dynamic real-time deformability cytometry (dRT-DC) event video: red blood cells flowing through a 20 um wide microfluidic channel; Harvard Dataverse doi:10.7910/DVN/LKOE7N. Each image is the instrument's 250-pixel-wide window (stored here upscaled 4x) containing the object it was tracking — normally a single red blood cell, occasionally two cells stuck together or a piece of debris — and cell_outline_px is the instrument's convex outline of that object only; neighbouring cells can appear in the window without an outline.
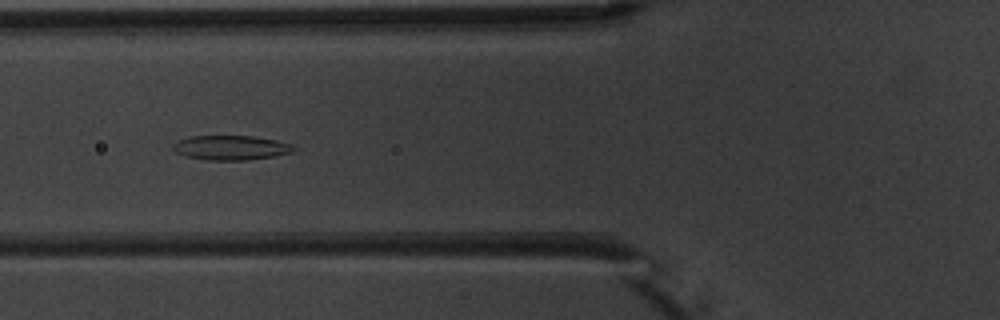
{"species": "common noctule bat (a hibernating species)", "species_latin": "Nyctalus noctula", "temperature_condition": "warm", "stored_images_in_passage": 9, "camera_frame_rate_fps": 3000, "um_per_image_px": 0.085, "animal": {"sex": "male", "body_mass_g": 20.1, "forearm_length_mm": 53.5}, "frame": {"image": 1, "passage_image": 6, "time_ms": 5.667, "image_size_px": [1000, 320], "cell_outline_px": [[296, 148], [292, 152], [276, 156], [248, 160], [208, 160], [188, 156], [176, 152], [172, 148], [172, 144], [180, 140], [192, 136], [252, 136], [276, 140], [292, 144]], "centroid_in_image_um": [19.67, 12.55], "position_along_channel_um": 106.1, "area_um2": 17.17}}
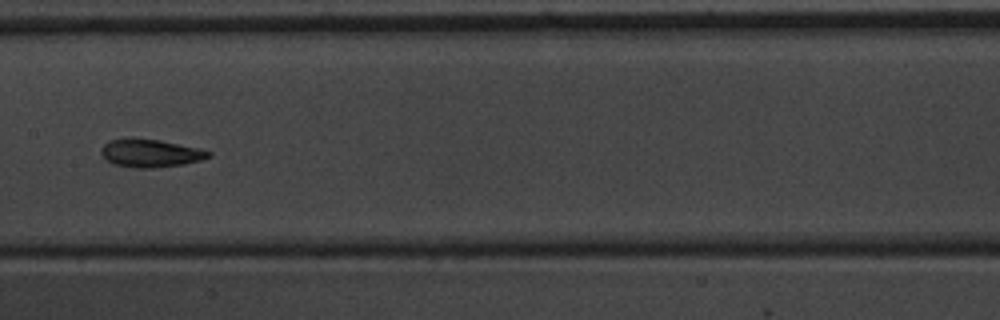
{"frame": {"image": 2, "passage_image": 8, "time_ms": 8.0, "image_size_px": [1000, 320], "cell_outline_px": [[212, 156], [200, 160], [184, 164], [152, 168], [132, 168], [112, 164], [100, 152], [104, 144], [108, 140], [160, 140], [200, 148], [212, 152]], "centroid_in_image_um": [12.84, 13.05], "position_along_channel_um": 194.6, "area_um2": 17.17}}
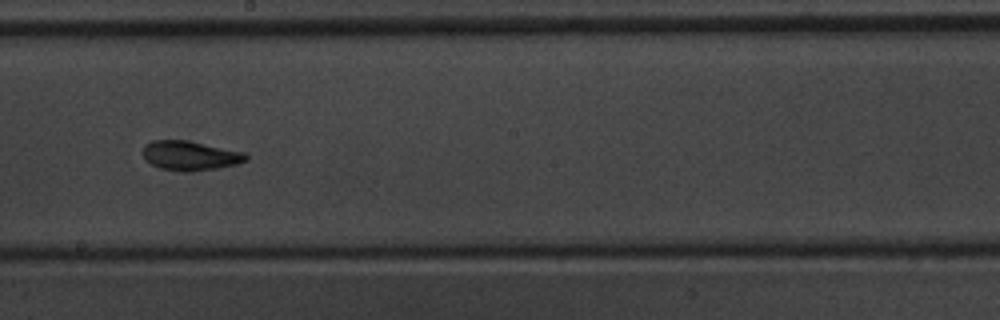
{"frame": {"image": 3, "passage_image": 9, "time_ms": 9.0, "image_size_px": [1000, 320], "cell_outline_px": [[248, 160], [236, 164], [216, 168], [188, 172], [184, 172], [160, 168], [152, 164], [144, 156], [144, 144], [152, 140], [188, 140], [244, 152], [248, 156]], "centroid_in_image_um": [16.18, 13.22], "position_along_channel_um": 232.0, "area_um2": 17.57}}